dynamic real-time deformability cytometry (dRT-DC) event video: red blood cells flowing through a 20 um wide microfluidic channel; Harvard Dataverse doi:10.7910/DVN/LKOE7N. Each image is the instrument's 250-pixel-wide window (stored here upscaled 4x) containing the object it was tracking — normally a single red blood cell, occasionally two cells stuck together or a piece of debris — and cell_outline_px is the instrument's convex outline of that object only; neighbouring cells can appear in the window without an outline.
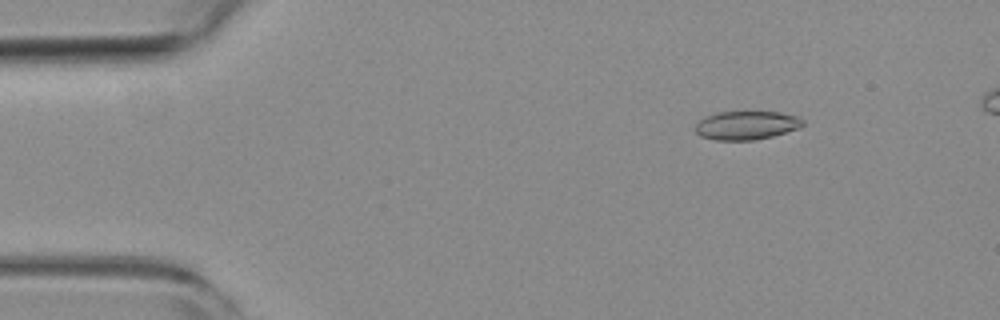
{"species": "common noctule bat (a hibernating species)", "species_latin": "Nyctalus noctula", "temperature_condition": "room temperature", "stored_images_in_passage": 52, "camera_frame_rate_fps": 3000, "um_per_image_px": 0.085, "animal": {"sex": "female", "body_mass_g": 19.3, "forearm_length_mm": 54.1}, "frame": {"image": 1, "passage_image": 7, "time_ms": 2.0, "image_size_px": [1000, 320], "cell_outline_px": [[804, 124], [796, 128], [772, 136], [756, 140], [716, 140], [700, 136], [696, 132], [696, 124], [700, 120], [708, 116], [720, 112], [780, 112], [796, 116], [804, 120]], "centroid_in_image_um": [63.44, 10.65], "position_along_channel_um": 21.6, "area_um2": 17.63}}
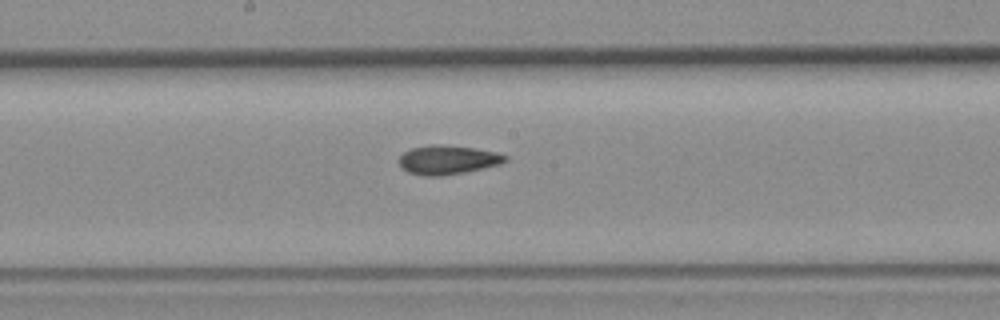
{"frame": {"image": 2, "passage_image": 28, "time_ms": 9.0, "image_size_px": [1000, 320], "cell_outline_px": [[508, 160], [500, 164], [468, 172], [444, 176], [424, 176], [408, 172], [400, 164], [400, 156], [404, 152], [412, 148], [432, 144], [440, 144], [472, 148], [496, 152], [508, 156]], "centroid_in_image_um": [38.08, 13.59], "position_along_channel_um": 210.1, "area_um2": 17.98}}
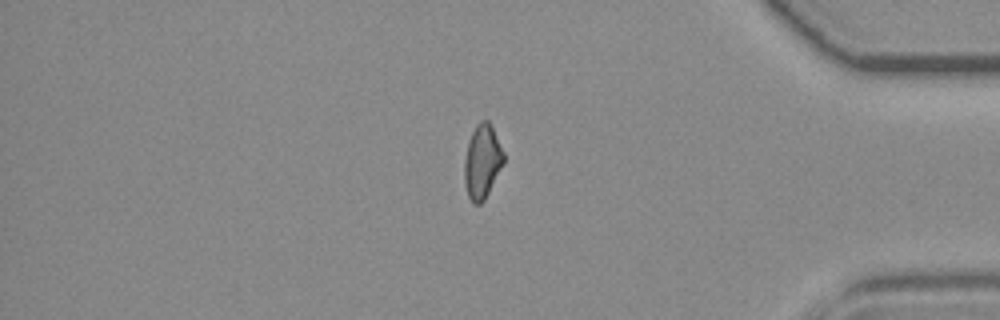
{"frame": {"image": 3, "passage_image": 45, "time_ms": 14.667, "image_size_px": [1000, 320], "cell_outline_px": [[504, 164], [484, 200], [480, 204], [472, 204], [468, 196], [464, 180], [464, 160], [468, 140], [476, 124], [480, 120], [488, 120], [492, 124], [504, 152]], "centroid_in_image_um": [40.99, 13.71], "position_along_channel_um": 394.2, "area_um2": 17.22}, "authors_computed_cell_mechanics": {"area_um2": 17.7735, "velocity_mm_per_s": 3.8117, "shape_relaxation_time_tau1_ms": null, "shape_relaxation_time_tau2_ms": 3.6828, "deformation_change_tau1": null, "deformation_change_tau2": 0.1144}}